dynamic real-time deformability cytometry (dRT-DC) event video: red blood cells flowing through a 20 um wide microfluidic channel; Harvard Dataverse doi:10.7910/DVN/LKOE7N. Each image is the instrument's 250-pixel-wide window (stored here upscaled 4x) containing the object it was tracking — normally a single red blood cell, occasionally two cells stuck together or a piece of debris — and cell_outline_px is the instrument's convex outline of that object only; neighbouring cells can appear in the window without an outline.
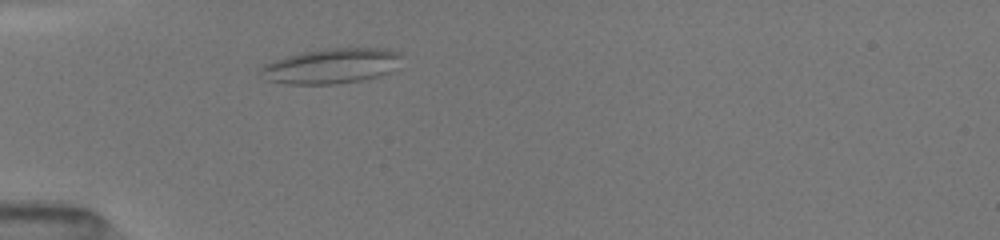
{"species": "common noctule bat (a hibernating species)", "species_latin": "Nyctalus noctula", "temperature_condition": "room temperature", "stored_images_in_passage": 3, "camera_frame_rate_fps": 3000, "um_per_image_px": 0.085, "animal": {"sex": "female", "body_mass_g": 19.5, "forearm_length_mm": 54.1}, "frame": {"image": 1, "passage_image": 3, "time_ms": 2.0, "image_size_px": [1000, 240], "cell_outline_px": [[400, 56], [396, 72], [380, 76], [360, 80], [336, 84], [288, 84], [264, 80], [260, 72], [260, 68], [264, 64], [272, 60], [300, 52], [324, 48], [384, 48], [396, 52]], "centroid_in_image_um": [28.14, 5.61], "position_along_channel_um": 56.9, "area_um2": 29.25}}